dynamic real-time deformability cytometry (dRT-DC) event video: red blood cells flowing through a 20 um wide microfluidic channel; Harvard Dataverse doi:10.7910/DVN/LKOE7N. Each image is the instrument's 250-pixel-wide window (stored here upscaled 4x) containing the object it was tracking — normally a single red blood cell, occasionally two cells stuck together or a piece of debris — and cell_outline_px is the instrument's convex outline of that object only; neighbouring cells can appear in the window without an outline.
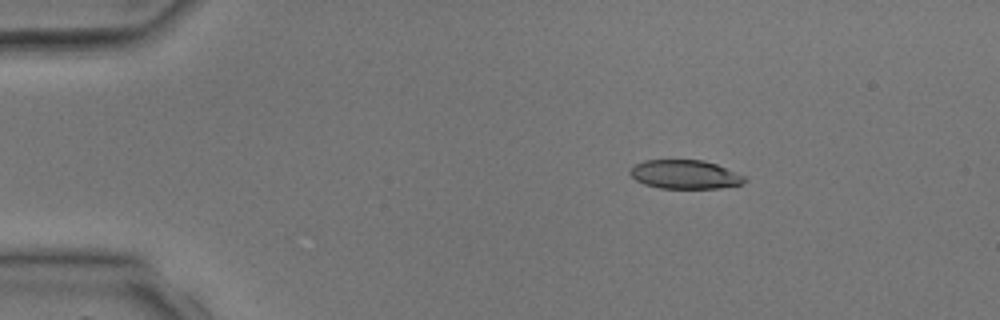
{"species": "common noctule bat (a hibernating species)", "species_latin": "Nyctalus noctula", "temperature_condition": "room temperature", "stored_images_in_passage": 3, "camera_frame_rate_fps": 3000, "um_per_image_px": 0.085, "animal": {"sex": "male", "body_mass_g": 17.9, "forearm_length_mm": 54.2}, "frame": {"image": 1, "passage_image": 2, "time_ms": 1.0, "image_size_px": [1000, 320], "cell_outline_px": [[748, 180], [740, 184], [720, 188], [660, 188], [644, 184], [636, 180], [628, 172], [636, 164], [644, 160], [704, 160], [716, 164], [744, 176]], "centroid_in_image_um": [58.21, 14.83], "position_along_channel_um": 26.8, "area_um2": 19.07}}